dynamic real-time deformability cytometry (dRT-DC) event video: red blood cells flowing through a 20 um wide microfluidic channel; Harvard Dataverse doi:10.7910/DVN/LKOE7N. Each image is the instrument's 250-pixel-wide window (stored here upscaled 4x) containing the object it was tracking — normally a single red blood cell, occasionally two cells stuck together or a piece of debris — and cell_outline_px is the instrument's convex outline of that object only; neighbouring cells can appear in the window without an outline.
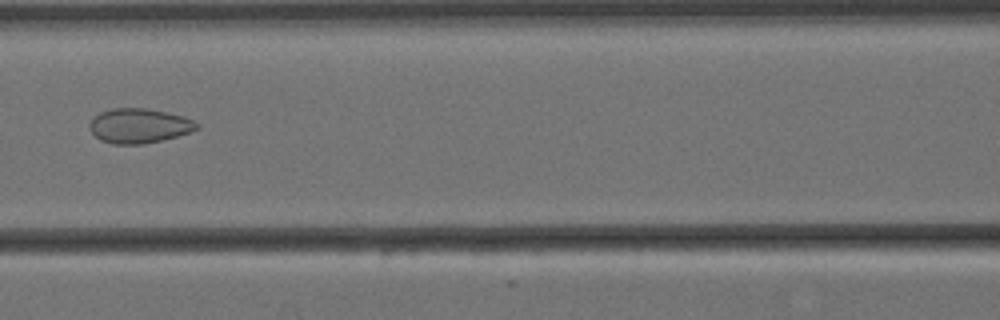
{"species": "Egyptian fruit bat (a non-hibernating species)", "species_latin": "Rousettus aegyptiacus", "temperature_condition": "cold", "stored_images_in_passage": 15, "camera_frame_rate_fps": 3000, "um_per_image_px": 0.085, "animal": {"sex": "female"}, "frame": {"image": 1, "passage_image": 7, "time_ms": 2.0, "image_size_px": [1000, 320], "cell_outline_px": [[200, 128], [176, 136], [144, 144], [112, 144], [100, 140], [88, 128], [88, 124], [100, 112], [112, 108], [144, 108], [184, 116], [200, 124]], "centroid_in_image_um": [11.8, 10.69], "position_along_channel_um": 154.8, "area_um2": 21.5}}
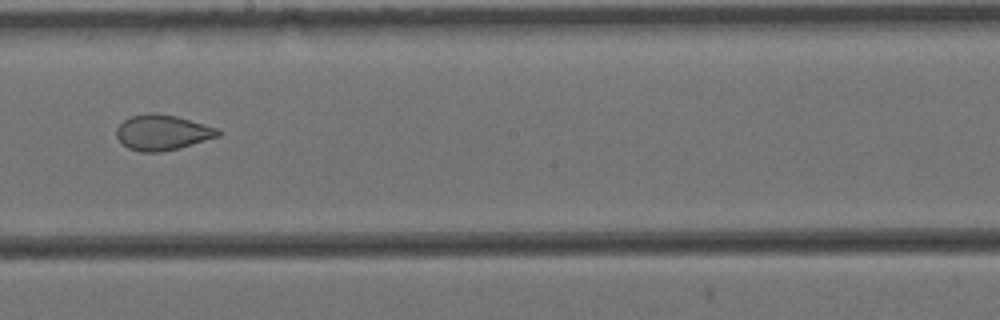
{"frame": {"image": 2, "passage_image": 9, "time_ms": 2.667, "image_size_px": [1000, 320], "cell_outline_px": [[220, 136], [180, 148], [160, 152], [140, 152], [128, 148], [116, 136], [116, 128], [124, 120], [132, 116], [148, 112], [156, 112], [176, 116], [220, 128]], "centroid_in_image_um": [13.82, 11.25], "position_along_channel_um": 234.4, "area_um2": 21.1}}